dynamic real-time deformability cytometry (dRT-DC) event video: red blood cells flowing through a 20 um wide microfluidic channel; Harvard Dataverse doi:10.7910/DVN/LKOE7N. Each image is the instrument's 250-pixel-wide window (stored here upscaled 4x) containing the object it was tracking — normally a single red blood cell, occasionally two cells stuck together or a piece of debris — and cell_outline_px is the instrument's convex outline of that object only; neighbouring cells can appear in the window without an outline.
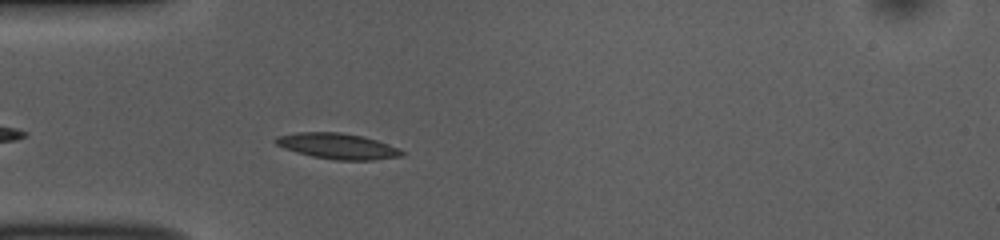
{"species": "common noctule bat (a hibernating species)", "species_latin": "Nyctalus noctula", "temperature_condition": "room temperature", "stored_images_in_passage": 30, "camera_frame_rate_fps": 3000, "um_per_image_px": 0.085, "animal": {"sex": "female", "body_mass_g": 10.0, "forearm_length_mm": 53.1}, "frame": {"image": 1, "passage_image": 4, "time_ms": 1.0, "image_size_px": [1000, 240], "cell_outline_px": [[404, 152], [400, 156], [372, 160], [336, 160], [312, 156], [296, 152], [284, 148], [276, 144], [276, 136], [296, 132], [340, 132], [364, 136], [388, 144]], "centroid_in_image_um": [28.66, 12.41], "position_along_channel_um": 56.3, "area_um2": 18.73}}
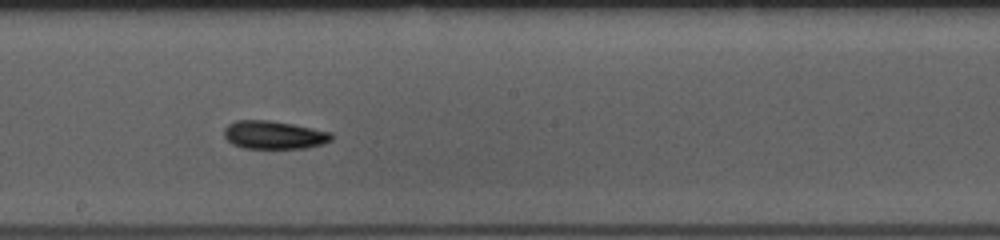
{"frame": {"image": 2, "passage_image": 18, "time_ms": 5.667, "image_size_px": [1000, 240], "cell_outline_px": [[332, 140], [324, 144], [304, 148], [240, 148], [232, 144], [224, 136], [224, 128], [228, 124], [236, 120], [268, 120], [292, 124], [332, 132]], "centroid_in_image_um": [23.27, 11.47], "position_along_channel_um": 224.9, "area_um2": 17.69}}
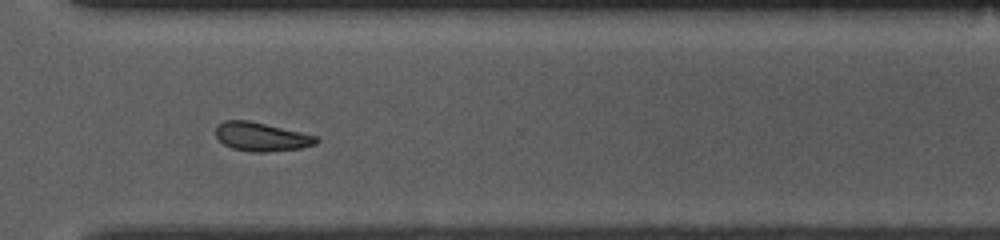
{"frame": {"image": 3, "passage_image": 28, "time_ms": 9.0, "image_size_px": [1000, 240], "cell_outline_px": [[320, 140], [316, 144], [300, 148], [268, 152], [252, 152], [232, 148], [224, 144], [216, 136], [216, 128], [224, 120], [248, 120], [300, 132], [316, 136]], "centroid_in_image_um": [22.22, 11.63], "position_along_channel_um": 348.4, "area_um2": 16.65}, "authors_computed_cell_mechanics": {"area_um2": 17.6001, "velocity_mm_per_s": 3.7047, "shape_relaxation_time_tau1_ms": 1.882, "shape_relaxation_time_tau2_ms": 9.6978, "deformation_change_tau1": 0.0829, "deformation_change_tau2": 0.1519}}